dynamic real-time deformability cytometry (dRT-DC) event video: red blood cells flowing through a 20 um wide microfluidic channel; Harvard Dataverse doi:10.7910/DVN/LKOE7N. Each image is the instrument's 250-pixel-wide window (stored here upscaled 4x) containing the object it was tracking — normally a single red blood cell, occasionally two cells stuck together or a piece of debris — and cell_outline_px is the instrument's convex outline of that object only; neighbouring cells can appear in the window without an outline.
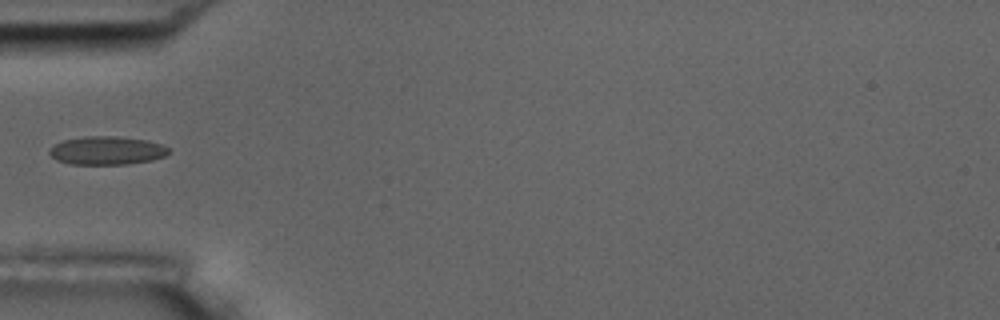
{"species": "common noctule bat (a hibernating species)", "species_latin": "Nyctalus noctula", "temperature_condition": "room temperature", "stored_images_in_passage": 6, "camera_frame_rate_fps": 3000, "um_per_image_px": 0.085, "animal": {"sex": "male", "body_mass_g": 17.5, "forearm_length_mm": 52.3}, "frame": {"image": 1, "passage_image": 5, "time_ms": 5.333, "image_size_px": [1000, 320], "cell_outline_px": [[172, 148], [164, 156], [152, 160], [124, 164], [68, 164], [56, 160], [48, 152], [48, 148], [64, 140], [84, 136], [116, 136], [148, 140]], "centroid_in_image_um": [9.07, 12.79], "position_along_channel_um": 75.9, "area_um2": 19.77}}